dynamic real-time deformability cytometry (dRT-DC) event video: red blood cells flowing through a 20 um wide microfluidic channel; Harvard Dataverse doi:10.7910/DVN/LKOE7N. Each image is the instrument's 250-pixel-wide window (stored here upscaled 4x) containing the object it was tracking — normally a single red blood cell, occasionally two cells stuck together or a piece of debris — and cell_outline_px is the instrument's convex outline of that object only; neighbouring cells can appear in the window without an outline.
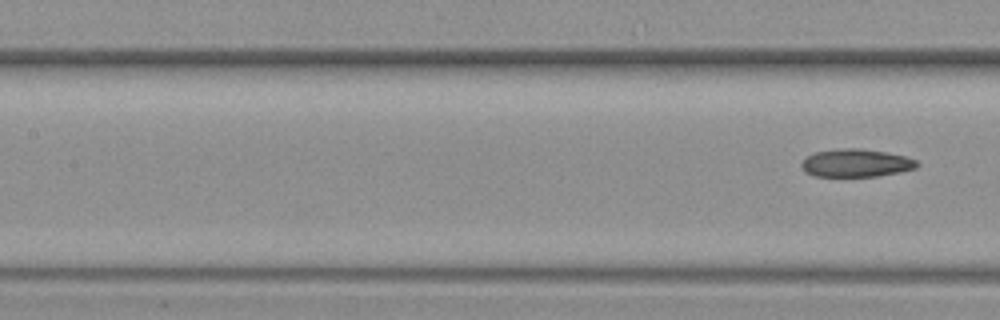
{"species": "common noctule bat (a hibernating species)", "species_latin": "Nyctalus noctula", "temperature_condition": "warm", "stored_images_in_passage": 10, "segment_of_instrument_passage": [2, 2], "camera_frame_rate_fps": 3000, "um_per_image_px": 0.085, "animal": {"sex": "female", "body_mass_g": 19.3, "forearm_length_mm": 54.1}, "frame": {"image": 1, "passage_image": 10, "time_ms": 3.0, "image_size_px": [1000, 320], "cell_outline_px": [[920, 164], [916, 168], [900, 172], [876, 176], [816, 176], [804, 172], [800, 164], [808, 156], [816, 152], [840, 148], [860, 148], [888, 152], [904, 156], [916, 160]], "centroid_in_image_um": [72.78, 13.85], "position_along_channel_um": 134.6, "area_um2": 18.79}}